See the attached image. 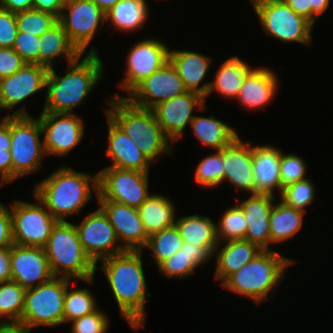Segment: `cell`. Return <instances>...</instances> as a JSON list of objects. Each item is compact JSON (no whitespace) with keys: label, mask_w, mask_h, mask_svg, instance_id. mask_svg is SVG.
Returning <instances> with one entry per match:
<instances>
[{"label":"cell","mask_w":333,"mask_h":333,"mask_svg":"<svg viewBox=\"0 0 333 333\" xmlns=\"http://www.w3.org/2000/svg\"><path fill=\"white\" fill-rule=\"evenodd\" d=\"M223 149L203 158L195 171V181L205 188H214L223 183Z\"/></svg>","instance_id":"ab89813d"},{"label":"cell","mask_w":333,"mask_h":333,"mask_svg":"<svg viewBox=\"0 0 333 333\" xmlns=\"http://www.w3.org/2000/svg\"><path fill=\"white\" fill-rule=\"evenodd\" d=\"M217 246H201L183 242L181 249L175 254L165 259L158 270L168 279L188 278L200 265L209 262V258L214 257Z\"/></svg>","instance_id":"4316f807"},{"label":"cell","mask_w":333,"mask_h":333,"mask_svg":"<svg viewBox=\"0 0 333 333\" xmlns=\"http://www.w3.org/2000/svg\"><path fill=\"white\" fill-rule=\"evenodd\" d=\"M25 291L15 281L0 282V319L21 321Z\"/></svg>","instance_id":"74e56055"},{"label":"cell","mask_w":333,"mask_h":333,"mask_svg":"<svg viewBox=\"0 0 333 333\" xmlns=\"http://www.w3.org/2000/svg\"><path fill=\"white\" fill-rule=\"evenodd\" d=\"M149 172L104 167L97 173V199L138 209L150 196Z\"/></svg>","instance_id":"30bf717a"},{"label":"cell","mask_w":333,"mask_h":333,"mask_svg":"<svg viewBox=\"0 0 333 333\" xmlns=\"http://www.w3.org/2000/svg\"><path fill=\"white\" fill-rule=\"evenodd\" d=\"M133 45L127 55L125 76L118 85L127 94L163 67L170 55V48L159 39L146 38Z\"/></svg>","instance_id":"5bb4252c"},{"label":"cell","mask_w":333,"mask_h":333,"mask_svg":"<svg viewBox=\"0 0 333 333\" xmlns=\"http://www.w3.org/2000/svg\"><path fill=\"white\" fill-rule=\"evenodd\" d=\"M281 149L270 145H253L252 161L254 175V194L274 195L278 189L282 193L280 182Z\"/></svg>","instance_id":"cb8c5ba5"},{"label":"cell","mask_w":333,"mask_h":333,"mask_svg":"<svg viewBox=\"0 0 333 333\" xmlns=\"http://www.w3.org/2000/svg\"><path fill=\"white\" fill-rule=\"evenodd\" d=\"M107 156L113 164L108 167L149 172L152 163L136 146V143L109 117Z\"/></svg>","instance_id":"603a6c76"},{"label":"cell","mask_w":333,"mask_h":333,"mask_svg":"<svg viewBox=\"0 0 333 333\" xmlns=\"http://www.w3.org/2000/svg\"><path fill=\"white\" fill-rule=\"evenodd\" d=\"M10 256L11 247L0 248V282L12 280Z\"/></svg>","instance_id":"f5cc1de1"},{"label":"cell","mask_w":333,"mask_h":333,"mask_svg":"<svg viewBox=\"0 0 333 333\" xmlns=\"http://www.w3.org/2000/svg\"><path fill=\"white\" fill-rule=\"evenodd\" d=\"M46 155H68L80 144L84 135V123L74 113L41 112L38 117Z\"/></svg>","instance_id":"9a60e30c"},{"label":"cell","mask_w":333,"mask_h":333,"mask_svg":"<svg viewBox=\"0 0 333 333\" xmlns=\"http://www.w3.org/2000/svg\"><path fill=\"white\" fill-rule=\"evenodd\" d=\"M138 213L148 236L175 226L177 220L174 203L160 194H151L138 208Z\"/></svg>","instance_id":"f546056e"},{"label":"cell","mask_w":333,"mask_h":333,"mask_svg":"<svg viewBox=\"0 0 333 333\" xmlns=\"http://www.w3.org/2000/svg\"><path fill=\"white\" fill-rule=\"evenodd\" d=\"M0 333H31V330L21 321H1Z\"/></svg>","instance_id":"9f6ffc18"},{"label":"cell","mask_w":333,"mask_h":333,"mask_svg":"<svg viewBox=\"0 0 333 333\" xmlns=\"http://www.w3.org/2000/svg\"><path fill=\"white\" fill-rule=\"evenodd\" d=\"M11 149L10 115H5L0 121V150Z\"/></svg>","instance_id":"db71d44e"},{"label":"cell","mask_w":333,"mask_h":333,"mask_svg":"<svg viewBox=\"0 0 333 333\" xmlns=\"http://www.w3.org/2000/svg\"><path fill=\"white\" fill-rule=\"evenodd\" d=\"M67 286L64 299V323L88 315L98 309L96 297L88 288L69 290Z\"/></svg>","instance_id":"f35d334b"},{"label":"cell","mask_w":333,"mask_h":333,"mask_svg":"<svg viewBox=\"0 0 333 333\" xmlns=\"http://www.w3.org/2000/svg\"><path fill=\"white\" fill-rule=\"evenodd\" d=\"M75 227L85 254L96 266L99 261L126 251L118 243L115 229L100 207Z\"/></svg>","instance_id":"7c38bea8"},{"label":"cell","mask_w":333,"mask_h":333,"mask_svg":"<svg viewBox=\"0 0 333 333\" xmlns=\"http://www.w3.org/2000/svg\"><path fill=\"white\" fill-rule=\"evenodd\" d=\"M278 85L276 73L268 67L252 68L244 78L236 99L247 110L262 109L276 96Z\"/></svg>","instance_id":"d4e9b609"},{"label":"cell","mask_w":333,"mask_h":333,"mask_svg":"<svg viewBox=\"0 0 333 333\" xmlns=\"http://www.w3.org/2000/svg\"><path fill=\"white\" fill-rule=\"evenodd\" d=\"M10 115L12 181L34 173L42 167L46 155L39 119L29 115L25 109L14 110ZM45 154V155H44Z\"/></svg>","instance_id":"52a82bcc"},{"label":"cell","mask_w":333,"mask_h":333,"mask_svg":"<svg viewBox=\"0 0 333 333\" xmlns=\"http://www.w3.org/2000/svg\"><path fill=\"white\" fill-rule=\"evenodd\" d=\"M188 92L173 64L168 61L139 83L126 98L132 105L153 110L157 105Z\"/></svg>","instance_id":"2e32d148"},{"label":"cell","mask_w":333,"mask_h":333,"mask_svg":"<svg viewBox=\"0 0 333 333\" xmlns=\"http://www.w3.org/2000/svg\"><path fill=\"white\" fill-rule=\"evenodd\" d=\"M98 202L114 227L118 240L123 241V248L143 251L149 236L144 229L138 209L115 201L98 200Z\"/></svg>","instance_id":"ffe728a7"},{"label":"cell","mask_w":333,"mask_h":333,"mask_svg":"<svg viewBox=\"0 0 333 333\" xmlns=\"http://www.w3.org/2000/svg\"><path fill=\"white\" fill-rule=\"evenodd\" d=\"M142 256V251L126 250L101 260L103 265L95 267L106 275L121 317L136 331L145 326V303L151 295L146 294Z\"/></svg>","instance_id":"6da1fadb"},{"label":"cell","mask_w":333,"mask_h":333,"mask_svg":"<svg viewBox=\"0 0 333 333\" xmlns=\"http://www.w3.org/2000/svg\"><path fill=\"white\" fill-rule=\"evenodd\" d=\"M35 203L15 200L11 203L12 237L14 244L44 247L57 220L33 194Z\"/></svg>","instance_id":"8fae6325"},{"label":"cell","mask_w":333,"mask_h":333,"mask_svg":"<svg viewBox=\"0 0 333 333\" xmlns=\"http://www.w3.org/2000/svg\"><path fill=\"white\" fill-rule=\"evenodd\" d=\"M110 97L106 102L110 105L105 108L106 116L136 143L152 164L163 154L173 155L169 145L171 140L163 132L153 110L136 107L117 92Z\"/></svg>","instance_id":"277c9868"},{"label":"cell","mask_w":333,"mask_h":333,"mask_svg":"<svg viewBox=\"0 0 333 333\" xmlns=\"http://www.w3.org/2000/svg\"><path fill=\"white\" fill-rule=\"evenodd\" d=\"M17 32L16 14L0 6V48H12Z\"/></svg>","instance_id":"bcb514c9"},{"label":"cell","mask_w":333,"mask_h":333,"mask_svg":"<svg viewBox=\"0 0 333 333\" xmlns=\"http://www.w3.org/2000/svg\"><path fill=\"white\" fill-rule=\"evenodd\" d=\"M330 4V0H307V19L314 25L317 17L324 14Z\"/></svg>","instance_id":"816d5d0a"},{"label":"cell","mask_w":333,"mask_h":333,"mask_svg":"<svg viewBox=\"0 0 333 333\" xmlns=\"http://www.w3.org/2000/svg\"><path fill=\"white\" fill-rule=\"evenodd\" d=\"M276 196L267 194H251L237 204L242 208L247 220L245 240L256 244L262 250H273L269 248L270 237V214Z\"/></svg>","instance_id":"7402d4cb"},{"label":"cell","mask_w":333,"mask_h":333,"mask_svg":"<svg viewBox=\"0 0 333 333\" xmlns=\"http://www.w3.org/2000/svg\"><path fill=\"white\" fill-rule=\"evenodd\" d=\"M285 3L297 14L307 19V0H284Z\"/></svg>","instance_id":"6f0895ef"},{"label":"cell","mask_w":333,"mask_h":333,"mask_svg":"<svg viewBox=\"0 0 333 333\" xmlns=\"http://www.w3.org/2000/svg\"><path fill=\"white\" fill-rule=\"evenodd\" d=\"M194 109L205 110V98L200 94L188 91L157 105L153 111L158 123L171 143L179 140L183 130L194 118Z\"/></svg>","instance_id":"e0dca14e"},{"label":"cell","mask_w":333,"mask_h":333,"mask_svg":"<svg viewBox=\"0 0 333 333\" xmlns=\"http://www.w3.org/2000/svg\"><path fill=\"white\" fill-rule=\"evenodd\" d=\"M72 333H107L110 325L108 315L100 309L71 322Z\"/></svg>","instance_id":"ee69618b"},{"label":"cell","mask_w":333,"mask_h":333,"mask_svg":"<svg viewBox=\"0 0 333 333\" xmlns=\"http://www.w3.org/2000/svg\"><path fill=\"white\" fill-rule=\"evenodd\" d=\"M252 68L248 62L243 61L238 56L229 57L217 69L215 80L210 81L208 96L213 91H217L223 97L236 99L244 78Z\"/></svg>","instance_id":"4dcf8cb0"},{"label":"cell","mask_w":333,"mask_h":333,"mask_svg":"<svg viewBox=\"0 0 333 333\" xmlns=\"http://www.w3.org/2000/svg\"><path fill=\"white\" fill-rule=\"evenodd\" d=\"M71 279L53 277L34 288L27 289L21 322L30 330L38 326L55 327L64 323V299Z\"/></svg>","instance_id":"ba28073f"},{"label":"cell","mask_w":333,"mask_h":333,"mask_svg":"<svg viewBox=\"0 0 333 333\" xmlns=\"http://www.w3.org/2000/svg\"><path fill=\"white\" fill-rule=\"evenodd\" d=\"M104 13H107L120 0H92Z\"/></svg>","instance_id":"680465c9"},{"label":"cell","mask_w":333,"mask_h":333,"mask_svg":"<svg viewBox=\"0 0 333 333\" xmlns=\"http://www.w3.org/2000/svg\"><path fill=\"white\" fill-rule=\"evenodd\" d=\"M182 245L183 239L178 229L172 226L150 235L144 248L153 252L149 254L159 266L165 259L178 252Z\"/></svg>","instance_id":"d590c367"},{"label":"cell","mask_w":333,"mask_h":333,"mask_svg":"<svg viewBox=\"0 0 333 333\" xmlns=\"http://www.w3.org/2000/svg\"><path fill=\"white\" fill-rule=\"evenodd\" d=\"M222 214L220 222L216 224L218 243L245 240L247 220L242 208L236 203L235 206L226 209Z\"/></svg>","instance_id":"8d00e7d4"},{"label":"cell","mask_w":333,"mask_h":333,"mask_svg":"<svg viewBox=\"0 0 333 333\" xmlns=\"http://www.w3.org/2000/svg\"><path fill=\"white\" fill-rule=\"evenodd\" d=\"M49 68L26 63L14 74L0 79V110H14L26 98L45 88Z\"/></svg>","instance_id":"ac0fdd59"},{"label":"cell","mask_w":333,"mask_h":333,"mask_svg":"<svg viewBox=\"0 0 333 333\" xmlns=\"http://www.w3.org/2000/svg\"><path fill=\"white\" fill-rule=\"evenodd\" d=\"M58 21L70 41L83 54L97 33L99 24L106 22V14L92 0H65Z\"/></svg>","instance_id":"4fadbf2b"},{"label":"cell","mask_w":333,"mask_h":333,"mask_svg":"<svg viewBox=\"0 0 333 333\" xmlns=\"http://www.w3.org/2000/svg\"><path fill=\"white\" fill-rule=\"evenodd\" d=\"M13 244L10 207L0 202V248L11 247Z\"/></svg>","instance_id":"c3c4849f"},{"label":"cell","mask_w":333,"mask_h":333,"mask_svg":"<svg viewBox=\"0 0 333 333\" xmlns=\"http://www.w3.org/2000/svg\"><path fill=\"white\" fill-rule=\"evenodd\" d=\"M25 64L13 48H0V79L14 74Z\"/></svg>","instance_id":"7dc6e473"},{"label":"cell","mask_w":333,"mask_h":333,"mask_svg":"<svg viewBox=\"0 0 333 333\" xmlns=\"http://www.w3.org/2000/svg\"><path fill=\"white\" fill-rule=\"evenodd\" d=\"M176 228L183 242L201 246H217L216 223L207 216L190 215L177 218Z\"/></svg>","instance_id":"e575fe53"},{"label":"cell","mask_w":333,"mask_h":333,"mask_svg":"<svg viewBox=\"0 0 333 333\" xmlns=\"http://www.w3.org/2000/svg\"><path fill=\"white\" fill-rule=\"evenodd\" d=\"M148 3L146 0H120L106 14V22L110 21L115 29L122 32L140 30L148 19Z\"/></svg>","instance_id":"d6a6232c"},{"label":"cell","mask_w":333,"mask_h":333,"mask_svg":"<svg viewBox=\"0 0 333 333\" xmlns=\"http://www.w3.org/2000/svg\"><path fill=\"white\" fill-rule=\"evenodd\" d=\"M0 187L12 181V158L10 150H0Z\"/></svg>","instance_id":"681fc988"},{"label":"cell","mask_w":333,"mask_h":333,"mask_svg":"<svg viewBox=\"0 0 333 333\" xmlns=\"http://www.w3.org/2000/svg\"><path fill=\"white\" fill-rule=\"evenodd\" d=\"M263 31L276 39L310 45L314 24L295 13L284 0H252Z\"/></svg>","instance_id":"9c48e42d"},{"label":"cell","mask_w":333,"mask_h":333,"mask_svg":"<svg viewBox=\"0 0 333 333\" xmlns=\"http://www.w3.org/2000/svg\"><path fill=\"white\" fill-rule=\"evenodd\" d=\"M273 250H262L239 271L231 274L221 286L232 293L251 298L257 305L268 301V294L284 280L285 268L295 263Z\"/></svg>","instance_id":"5b68a950"},{"label":"cell","mask_w":333,"mask_h":333,"mask_svg":"<svg viewBox=\"0 0 333 333\" xmlns=\"http://www.w3.org/2000/svg\"><path fill=\"white\" fill-rule=\"evenodd\" d=\"M223 182L239 191L254 194L252 142H243L239 135L223 148ZM226 180V181H225Z\"/></svg>","instance_id":"44dd1931"},{"label":"cell","mask_w":333,"mask_h":333,"mask_svg":"<svg viewBox=\"0 0 333 333\" xmlns=\"http://www.w3.org/2000/svg\"><path fill=\"white\" fill-rule=\"evenodd\" d=\"M223 244L222 247V243H218L214 255L217 257L214 279L220 280L219 285L262 251L256 244L247 240H231Z\"/></svg>","instance_id":"83f0119b"},{"label":"cell","mask_w":333,"mask_h":333,"mask_svg":"<svg viewBox=\"0 0 333 333\" xmlns=\"http://www.w3.org/2000/svg\"><path fill=\"white\" fill-rule=\"evenodd\" d=\"M39 37L18 31L13 49L29 64H39Z\"/></svg>","instance_id":"f6af8a7d"},{"label":"cell","mask_w":333,"mask_h":333,"mask_svg":"<svg viewBox=\"0 0 333 333\" xmlns=\"http://www.w3.org/2000/svg\"><path fill=\"white\" fill-rule=\"evenodd\" d=\"M306 170L307 165L301 156L294 153H281L280 182L282 185V191L286 186L307 178Z\"/></svg>","instance_id":"7bdbcfd3"},{"label":"cell","mask_w":333,"mask_h":333,"mask_svg":"<svg viewBox=\"0 0 333 333\" xmlns=\"http://www.w3.org/2000/svg\"><path fill=\"white\" fill-rule=\"evenodd\" d=\"M169 61L176 68L186 89L200 94L206 100L211 82H201L209 72L211 57L191 50L170 49Z\"/></svg>","instance_id":"484cf974"},{"label":"cell","mask_w":333,"mask_h":333,"mask_svg":"<svg viewBox=\"0 0 333 333\" xmlns=\"http://www.w3.org/2000/svg\"><path fill=\"white\" fill-rule=\"evenodd\" d=\"M65 0H33V9L60 17Z\"/></svg>","instance_id":"f907efd6"},{"label":"cell","mask_w":333,"mask_h":333,"mask_svg":"<svg viewBox=\"0 0 333 333\" xmlns=\"http://www.w3.org/2000/svg\"><path fill=\"white\" fill-rule=\"evenodd\" d=\"M57 21L58 18L53 14L36 9H30L16 13L18 31L25 32L36 37H40Z\"/></svg>","instance_id":"60d3db41"},{"label":"cell","mask_w":333,"mask_h":333,"mask_svg":"<svg viewBox=\"0 0 333 333\" xmlns=\"http://www.w3.org/2000/svg\"><path fill=\"white\" fill-rule=\"evenodd\" d=\"M190 126L197 139L204 146L214 150H222L238 136L234 128L215 118L214 115L209 117L195 115Z\"/></svg>","instance_id":"1f68e13d"},{"label":"cell","mask_w":333,"mask_h":333,"mask_svg":"<svg viewBox=\"0 0 333 333\" xmlns=\"http://www.w3.org/2000/svg\"><path fill=\"white\" fill-rule=\"evenodd\" d=\"M39 41V64L48 68L53 67L57 57L64 56L69 64L83 55L70 41L59 21L45 31Z\"/></svg>","instance_id":"f1b7e54d"},{"label":"cell","mask_w":333,"mask_h":333,"mask_svg":"<svg viewBox=\"0 0 333 333\" xmlns=\"http://www.w3.org/2000/svg\"><path fill=\"white\" fill-rule=\"evenodd\" d=\"M10 263L12 281L25 290L37 287L54 277L42 247L13 244Z\"/></svg>","instance_id":"d6986e66"},{"label":"cell","mask_w":333,"mask_h":333,"mask_svg":"<svg viewBox=\"0 0 333 333\" xmlns=\"http://www.w3.org/2000/svg\"><path fill=\"white\" fill-rule=\"evenodd\" d=\"M43 249L54 277L93 283L96 265L85 254L74 223L57 221Z\"/></svg>","instance_id":"8992f818"},{"label":"cell","mask_w":333,"mask_h":333,"mask_svg":"<svg viewBox=\"0 0 333 333\" xmlns=\"http://www.w3.org/2000/svg\"><path fill=\"white\" fill-rule=\"evenodd\" d=\"M0 6L16 14L33 9V0H0Z\"/></svg>","instance_id":"11a10c76"},{"label":"cell","mask_w":333,"mask_h":333,"mask_svg":"<svg viewBox=\"0 0 333 333\" xmlns=\"http://www.w3.org/2000/svg\"><path fill=\"white\" fill-rule=\"evenodd\" d=\"M52 172L34 185L33 194L57 221H66L90 202L92 189L97 195V173L91 176L64 165Z\"/></svg>","instance_id":"3957f363"},{"label":"cell","mask_w":333,"mask_h":333,"mask_svg":"<svg viewBox=\"0 0 333 333\" xmlns=\"http://www.w3.org/2000/svg\"><path fill=\"white\" fill-rule=\"evenodd\" d=\"M315 190L313 182L305 178L283 188L280 200L289 207L305 212L307 206L315 199Z\"/></svg>","instance_id":"b9f144b4"},{"label":"cell","mask_w":333,"mask_h":333,"mask_svg":"<svg viewBox=\"0 0 333 333\" xmlns=\"http://www.w3.org/2000/svg\"><path fill=\"white\" fill-rule=\"evenodd\" d=\"M95 47L81 58L68 64L66 75L56 73L54 66L49 68L45 81V104L42 112L72 113L84 104L88 94L101 80L104 67Z\"/></svg>","instance_id":"7a4b0ae2"},{"label":"cell","mask_w":333,"mask_h":333,"mask_svg":"<svg viewBox=\"0 0 333 333\" xmlns=\"http://www.w3.org/2000/svg\"><path fill=\"white\" fill-rule=\"evenodd\" d=\"M304 214L281 200L274 203L269 219L271 243H283L294 237L303 226Z\"/></svg>","instance_id":"836d02e7"}]
</instances>
